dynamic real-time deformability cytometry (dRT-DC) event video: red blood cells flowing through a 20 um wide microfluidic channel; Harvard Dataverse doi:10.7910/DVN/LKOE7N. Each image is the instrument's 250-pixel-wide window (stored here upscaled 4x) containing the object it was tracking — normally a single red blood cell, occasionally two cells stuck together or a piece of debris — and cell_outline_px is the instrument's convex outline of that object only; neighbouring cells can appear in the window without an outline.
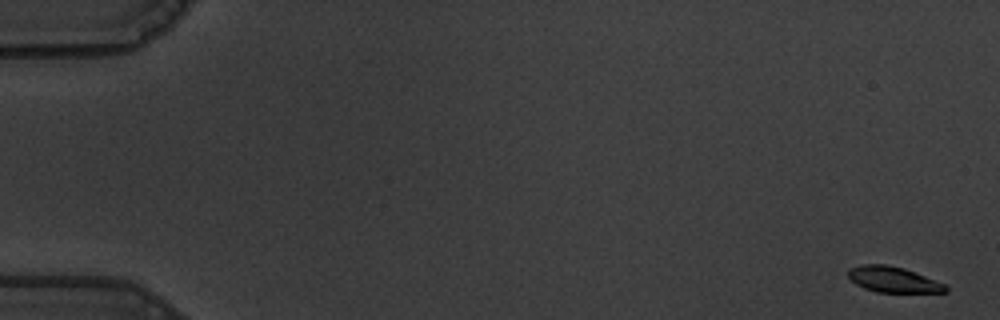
{"species": "common noctule bat (a hibernating species)", "species_latin": "Nyctalus noctula", "temperature_condition": "warm", "stored_images_in_passage": 57, "camera_frame_rate_fps": 3000, "um_per_image_px": 0.085, "animal": {"sex": "male", "body_mass_g": 19.5, "forearm_length_mm": 54.6}, "frame": {"image": 1, "passage_image": 1, "time_ms": 0.0, "image_size_px": [1000, 320], "cell_outline_px": [[948, 292], [876, 292], [864, 288], [856, 284], [848, 276], [848, 268], [860, 264], [884, 264], [904, 268], [944, 284], [948, 288]], "centroid_in_image_um": [75.88, 23.75], "position_along_channel_um": 9.1, "area_um2": 14.45}}
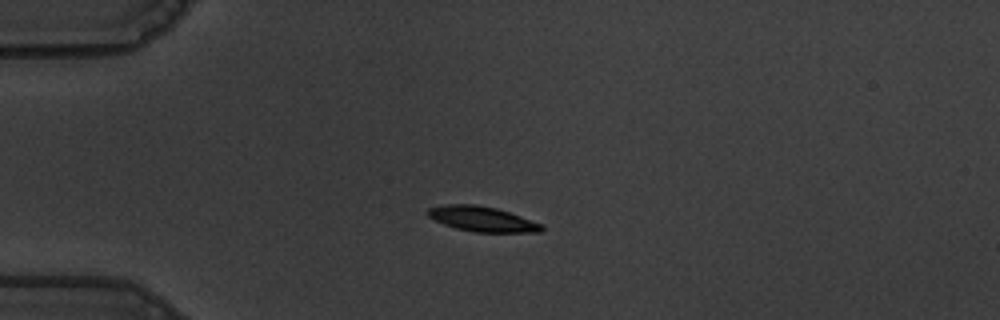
{"frame": {"image": 2, "passage_image": 15, "time_ms": 4.667, "image_size_px": [1000, 320], "cell_outline_px": [[544, 228], [540, 232], [472, 232], [456, 228], [444, 224], [428, 216], [424, 212], [428, 208], [444, 204], [476, 204], [496, 208], [520, 216], [540, 224]], "centroid_in_image_um": [40.92, 18.6], "position_along_channel_um": 44.1, "area_um2": 16.53}}
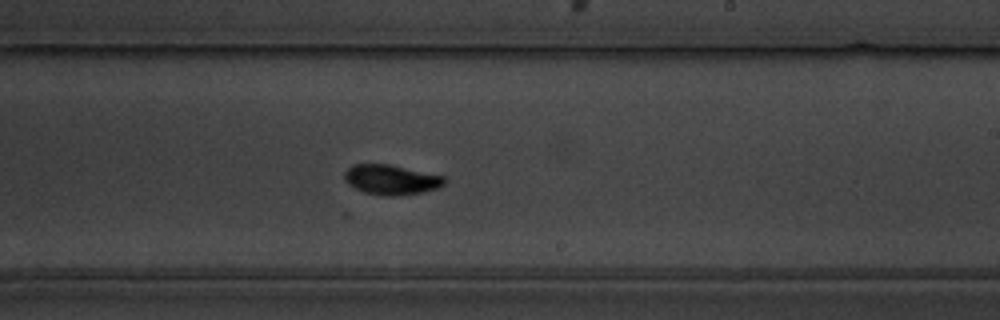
{"frame": {"image": 3, "passage_image": 35, "time_ms": 11.333, "image_size_px": [1000, 320], "cell_outline_px": [[448, 180], [444, 184], [436, 188], [420, 192], [396, 196], [384, 196], [364, 192], [348, 184], [344, 180], [344, 172], [352, 164], [388, 164], [444, 176]], "centroid_in_image_um": [33.23, 15.27], "position_along_channel_um": 255.8, "area_um2": 17.34}, "authors_computed_cell_mechanics": {"area_um2": 16.6464, "velocity_mm_per_s": 3.5873, "shape_relaxation_time_tau1_ms": 2.7305, "shape_relaxation_time_tau2_ms": 2.8634, "deformation_change_tau1": 0.1348, "deformation_change_tau2": 0.0682}}